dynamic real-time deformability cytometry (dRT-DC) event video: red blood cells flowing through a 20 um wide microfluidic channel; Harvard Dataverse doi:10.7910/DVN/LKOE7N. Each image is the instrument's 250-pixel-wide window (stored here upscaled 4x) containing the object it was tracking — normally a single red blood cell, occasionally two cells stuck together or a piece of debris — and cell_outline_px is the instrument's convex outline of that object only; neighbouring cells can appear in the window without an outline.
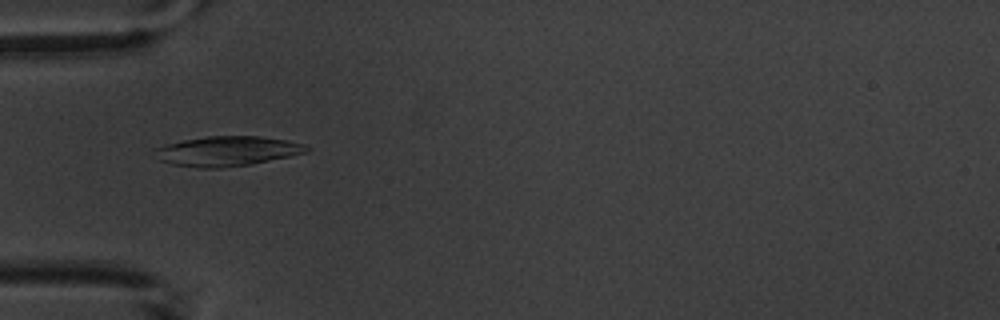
{"species": "common noctule bat (a hibernating species)", "species_latin": "Nyctalus noctula", "temperature_condition": "warm", "stored_images_in_passage": 11, "camera_frame_rate_fps": 3000, "um_per_image_px": 0.085, "animal": {"sex": "male", "body_mass_g": 20.1, "forearm_length_mm": 53.5}, "frame": {"image": 1, "passage_image": 5, "time_ms": 5.667, "image_size_px": [1000, 320], "cell_outline_px": [[312, 148], [308, 152], [252, 164], [220, 168], [196, 168], [172, 164], [160, 160], [152, 148], [164, 144], [184, 140], [208, 136], [260, 136], [288, 140], [304, 144]], "centroid_in_image_um": [19.32, 12.84], "position_along_channel_um": 65.7, "area_um2": 26.53}}
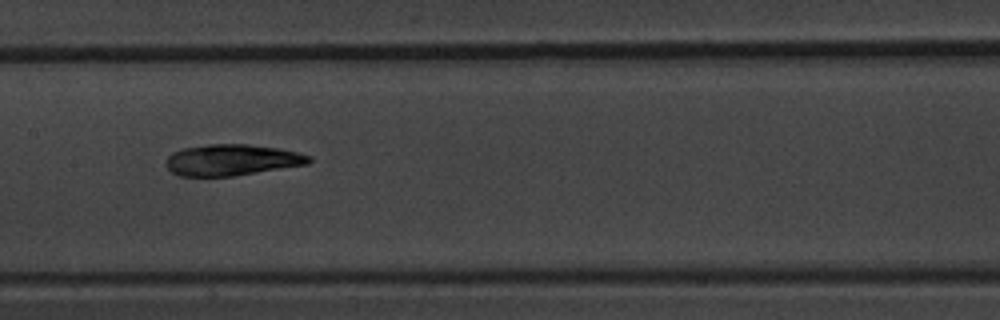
{"frame": {"image": 2, "passage_image": 8, "time_ms": 9.0, "image_size_px": [1000, 320], "cell_outline_px": [[312, 160], [308, 164], [232, 176], [180, 176], [172, 172], [164, 164], [168, 156], [172, 152], [184, 148], [208, 144], [248, 144], [280, 148], [312, 156]], "centroid_in_image_um": [19.7, 13.59], "position_along_channel_um": 187.7, "area_um2": 26.01}}
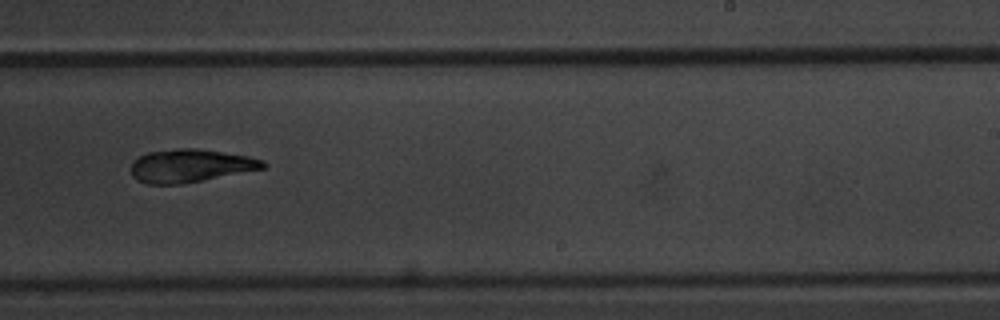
{"frame": {"image": 3, "passage_image": 10, "time_ms": 11.333, "image_size_px": [1000, 320], "cell_outline_px": [[268, 164], [264, 168], [184, 184], [148, 184], [136, 180], [132, 176], [132, 160], [148, 152], [180, 148], [196, 148], [248, 156], [264, 160]], "centroid_in_image_um": [16.17, 14.09], "position_along_channel_um": 272.8, "area_um2": 25.43}}